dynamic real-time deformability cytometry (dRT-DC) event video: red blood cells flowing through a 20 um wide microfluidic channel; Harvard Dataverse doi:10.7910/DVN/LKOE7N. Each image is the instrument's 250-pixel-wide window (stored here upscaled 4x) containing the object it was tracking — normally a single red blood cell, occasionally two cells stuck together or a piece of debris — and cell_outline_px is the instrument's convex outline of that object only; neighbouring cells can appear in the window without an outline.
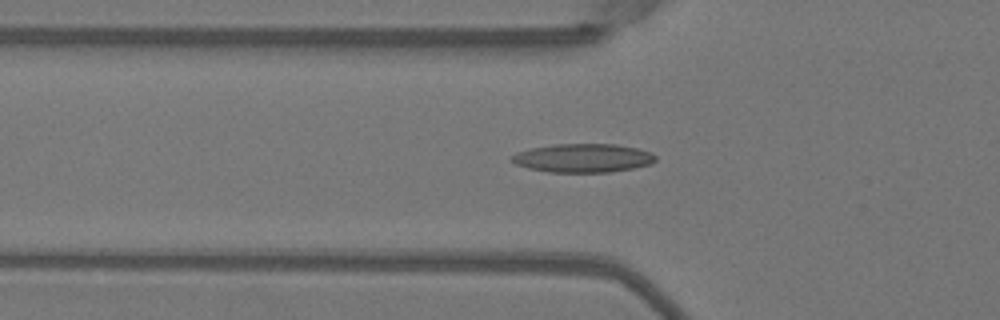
{"species": "Egyptian fruit bat (a non-hibernating species)", "species_latin": "Rousettus aegyptiacus", "temperature_condition": "warm", "stored_images_in_passage": 42, "camera_frame_rate_fps": 3000, "um_per_image_px": 0.085, "animal": {"sex": "female"}, "frame": {"image": 1, "passage_image": 11, "time_ms": 3.333, "image_size_px": [1000, 320], "cell_outline_px": [[656, 160], [652, 164], [612, 172], [548, 172], [528, 168], [516, 164], [508, 160], [516, 152], [528, 148], [556, 144], [616, 144], [636, 148], [652, 152], [656, 156]], "centroid_in_image_um": [49.54, 13.43], "position_along_channel_um": 76.3, "area_um2": 24.22}}
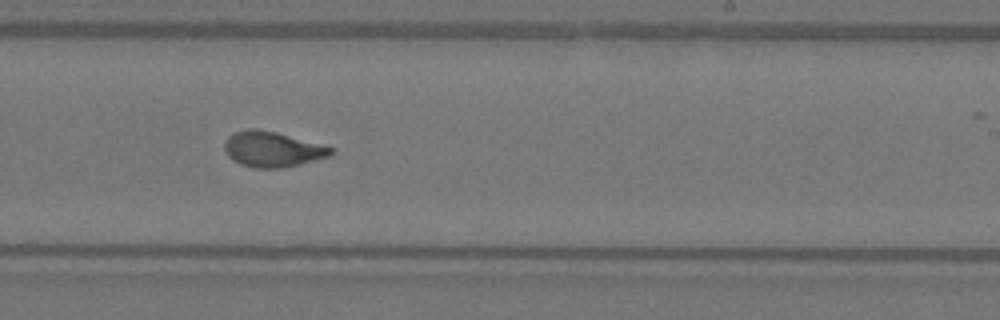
{"frame": {"image": 2, "passage_image": 25, "time_ms": 8.0, "image_size_px": [1000, 320], "cell_outline_px": [[336, 152], [332, 156], [300, 164], [280, 168], [256, 168], [240, 164], [232, 160], [228, 156], [224, 148], [224, 140], [228, 136], [236, 132], [248, 128], [256, 128], [276, 132], [336, 148]], "centroid_in_image_um": [23.18, 12.69], "position_along_channel_um": 265.8, "area_um2": 22.2}}
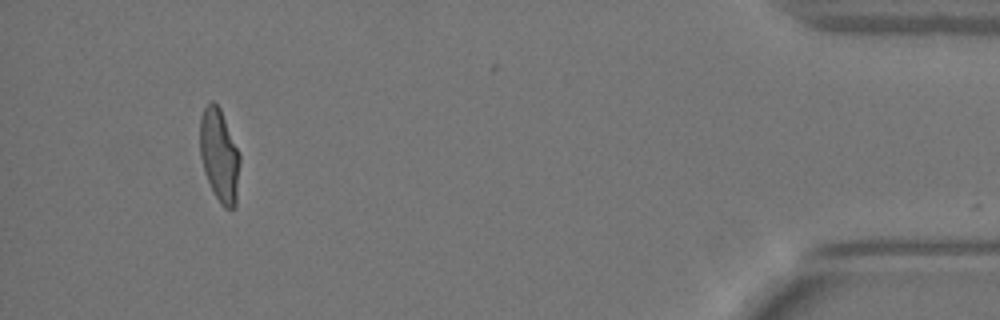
{"frame": {"image": 3, "passage_image": 41, "time_ms": 13.333, "image_size_px": [1000, 320], "cell_outline_px": [[240, 160], [236, 204], [232, 208], [224, 208], [220, 204], [204, 172], [200, 156], [200, 116], [204, 108], [212, 100], [220, 108], [240, 156]], "centroid_in_image_um": [18.64, 13.21], "position_along_channel_um": 416.6, "area_um2": 21.33}}